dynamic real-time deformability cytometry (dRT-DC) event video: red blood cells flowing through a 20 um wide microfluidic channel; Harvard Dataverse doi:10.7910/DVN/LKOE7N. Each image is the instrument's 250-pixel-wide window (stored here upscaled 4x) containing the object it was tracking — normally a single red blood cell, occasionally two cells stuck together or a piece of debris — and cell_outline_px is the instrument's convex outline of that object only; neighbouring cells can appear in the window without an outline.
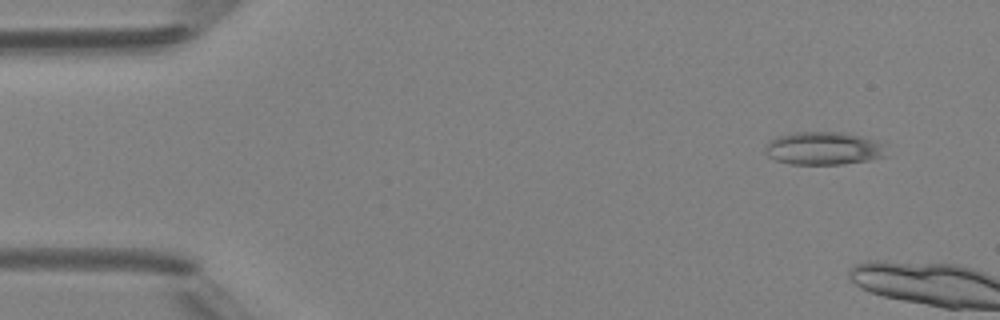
{"species": "Egyptian fruit bat (a non-hibernating species)", "species_latin": "Rousettus aegyptiacus", "temperature_condition": "room temperature", "stored_images_in_passage": 2, "camera_frame_rate_fps": 3000, "um_per_image_px": 0.085, "animal": {"sex": "female"}, "frame": {"image": 1, "passage_image": 1, "time_ms": 0.0, "image_size_px": [1000, 320], "cell_outline_px": [[888, 156], [868, 160], [844, 164], [792, 164], [776, 160], [768, 156], [764, 152], [764, 148], [776, 136], [796, 132], [844, 132], [876, 140], [888, 144]], "centroid_in_image_um": [70.09, 12.61], "position_along_channel_um": 14.9, "area_um2": 23.64}}